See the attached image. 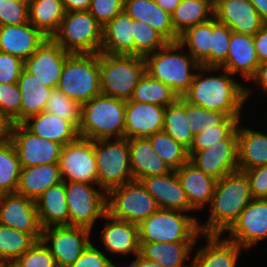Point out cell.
Segmentation results:
<instances>
[{
  "instance_id": "62",
  "label": "cell",
  "mask_w": 267,
  "mask_h": 267,
  "mask_svg": "<svg viewBox=\"0 0 267 267\" xmlns=\"http://www.w3.org/2000/svg\"><path fill=\"white\" fill-rule=\"evenodd\" d=\"M137 266L138 267H163L159 263L142 258L139 254L137 255Z\"/></svg>"
},
{
  "instance_id": "17",
  "label": "cell",
  "mask_w": 267,
  "mask_h": 267,
  "mask_svg": "<svg viewBox=\"0 0 267 267\" xmlns=\"http://www.w3.org/2000/svg\"><path fill=\"white\" fill-rule=\"evenodd\" d=\"M0 224L28 233L36 241L41 239L35 201L18 193L0 194Z\"/></svg>"
},
{
  "instance_id": "59",
  "label": "cell",
  "mask_w": 267,
  "mask_h": 267,
  "mask_svg": "<svg viewBox=\"0 0 267 267\" xmlns=\"http://www.w3.org/2000/svg\"><path fill=\"white\" fill-rule=\"evenodd\" d=\"M66 12L88 11L91 0H62Z\"/></svg>"
},
{
  "instance_id": "31",
  "label": "cell",
  "mask_w": 267,
  "mask_h": 267,
  "mask_svg": "<svg viewBox=\"0 0 267 267\" xmlns=\"http://www.w3.org/2000/svg\"><path fill=\"white\" fill-rule=\"evenodd\" d=\"M123 10L133 19L154 28L168 42H178L179 35L174 31L171 15L154 0H124Z\"/></svg>"
},
{
  "instance_id": "39",
  "label": "cell",
  "mask_w": 267,
  "mask_h": 267,
  "mask_svg": "<svg viewBox=\"0 0 267 267\" xmlns=\"http://www.w3.org/2000/svg\"><path fill=\"white\" fill-rule=\"evenodd\" d=\"M189 124V118L185 115V99L183 97H179L174 103L165 107L163 131L188 150L194 139Z\"/></svg>"
},
{
  "instance_id": "20",
  "label": "cell",
  "mask_w": 267,
  "mask_h": 267,
  "mask_svg": "<svg viewBox=\"0 0 267 267\" xmlns=\"http://www.w3.org/2000/svg\"><path fill=\"white\" fill-rule=\"evenodd\" d=\"M203 236V237H202ZM222 234H201L206 245H199L192 258V267H237L242 251L235 242Z\"/></svg>"
},
{
  "instance_id": "14",
  "label": "cell",
  "mask_w": 267,
  "mask_h": 267,
  "mask_svg": "<svg viewBox=\"0 0 267 267\" xmlns=\"http://www.w3.org/2000/svg\"><path fill=\"white\" fill-rule=\"evenodd\" d=\"M10 140L21 168L59 162L62 145L33 134L23 124H14Z\"/></svg>"
},
{
  "instance_id": "58",
  "label": "cell",
  "mask_w": 267,
  "mask_h": 267,
  "mask_svg": "<svg viewBox=\"0 0 267 267\" xmlns=\"http://www.w3.org/2000/svg\"><path fill=\"white\" fill-rule=\"evenodd\" d=\"M14 124L13 119L0 110V142L10 140Z\"/></svg>"
},
{
  "instance_id": "53",
  "label": "cell",
  "mask_w": 267,
  "mask_h": 267,
  "mask_svg": "<svg viewBox=\"0 0 267 267\" xmlns=\"http://www.w3.org/2000/svg\"><path fill=\"white\" fill-rule=\"evenodd\" d=\"M23 69L21 58L0 52V83H18Z\"/></svg>"
},
{
  "instance_id": "56",
  "label": "cell",
  "mask_w": 267,
  "mask_h": 267,
  "mask_svg": "<svg viewBox=\"0 0 267 267\" xmlns=\"http://www.w3.org/2000/svg\"><path fill=\"white\" fill-rule=\"evenodd\" d=\"M253 40L259 62L267 61V24L253 36Z\"/></svg>"
},
{
  "instance_id": "23",
  "label": "cell",
  "mask_w": 267,
  "mask_h": 267,
  "mask_svg": "<svg viewBox=\"0 0 267 267\" xmlns=\"http://www.w3.org/2000/svg\"><path fill=\"white\" fill-rule=\"evenodd\" d=\"M103 230L100 232V241L103 244V252L118 255L139 254L138 225L127 221L117 220L106 214Z\"/></svg>"
},
{
  "instance_id": "3",
  "label": "cell",
  "mask_w": 267,
  "mask_h": 267,
  "mask_svg": "<svg viewBox=\"0 0 267 267\" xmlns=\"http://www.w3.org/2000/svg\"><path fill=\"white\" fill-rule=\"evenodd\" d=\"M186 53L179 42H168L164 47L144 57L145 72L170 86L178 97H182L191 86L194 72L200 67L192 55L188 51Z\"/></svg>"
},
{
  "instance_id": "24",
  "label": "cell",
  "mask_w": 267,
  "mask_h": 267,
  "mask_svg": "<svg viewBox=\"0 0 267 267\" xmlns=\"http://www.w3.org/2000/svg\"><path fill=\"white\" fill-rule=\"evenodd\" d=\"M259 63L253 36L232 32L227 59L220 68L227 70L231 75H239L248 83L255 75Z\"/></svg>"
},
{
  "instance_id": "18",
  "label": "cell",
  "mask_w": 267,
  "mask_h": 267,
  "mask_svg": "<svg viewBox=\"0 0 267 267\" xmlns=\"http://www.w3.org/2000/svg\"><path fill=\"white\" fill-rule=\"evenodd\" d=\"M66 52L52 38H47L44 43L24 61V69L44 86L57 88L62 75L63 65L67 56Z\"/></svg>"
},
{
  "instance_id": "44",
  "label": "cell",
  "mask_w": 267,
  "mask_h": 267,
  "mask_svg": "<svg viewBox=\"0 0 267 267\" xmlns=\"http://www.w3.org/2000/svg\"><path fill=\"white\" fill-rule=\"evenodd\" d=\"M135 56L145 57L164 47L168 41L143 21L133 19Z\"/></svg>"
},
{
  "instance_id": "27",
  "label": "cell",
  "mask_w": 267,
  "mask_h": 267,
  "mask_svg": "<svg viewBox=\"0 0 267 267\" xmlns=\"http://www.w3.org/2000/svg\"><path fill=\"white\" fill-rule=\"evenodd\" d=\"M131 173L134 180L161 176L170 173L171 168L154 151L149 138L128 139Z\"/></svg>"
},
{
  "instance_id": "54",
  "label": "cell",
  "mask_w": 267,
  "mask_h": 267,
  "mask_svg": "<svg viewBox=\"0 0 267 267\" xmlns=\"http://www.w3.org/2000/svg\"><path fill=\"white\" fill-rule=\"evenodd\" d=\"M92 242L83 251L80 257L70 267H110L111 257L107 256L101 248H97Z\"/></svg>"
},
{
  "instance_id": "32",
  "label": "cell",
  "mask_w": 267,
  "mask_h": 267,
  "mask_svg": "<svg viewBox=\"0 0 267 267\" xmlns=\"http://www.w3.org/2000/svg\"><path fill=\"white\" fill-rule=\"evenodd\" d=\"M22 124L33 134L62 146L79 137L78 129L70 121L46 111L29 117Z\"/></svg>"
},
{
  "instance_id": "33",
  "label": "cell",
  "mask_w": 267,
  "mask_h": 267,
  "mask_svg": "<svg viewBox=\"0 0 267 267\" xmlns=\"http://www.w3.org/2000/svg\"><path fill=\"white\" fill-rule=\"evenodd\" d=\"M35 204L42 229L50 226L69 225L65 181L44 191L35 200Z\"/></svg>"
},
{
  "instance_id": "7",
  "label": "cell",
  "mask_w": 267,
  "mask_h": 267,
  "mask_svg": "<svg viewBox=\"0 0 267 267\" xmlns=\"http://www.w3.org/2000/svg\"><path fill=\"white\" fill-rule=\"evenodd\" d=\"M100 87L106 96L130 100L145 73L144 57L99 52Z\"/></svg>"
},
{
  "instance_id": "26",
  "label": "cell",
  "mask_w": 267,
  "mask_h": 267,
  "mask_svg": "<svg viewBox=\"0 0 267 267\" xmlns=\"http://www.w3.org/2000/svg\"><path fill=\"white\" fill-rule=\"evenodd\" d=\"M176 173L190 206L196 212L210 205L217 179L205 174L190 161L176 170Z\"/></svg>"
},
{
  "instance_id": "2",
  "label": "cell",
  "mask_w": 267,
  "mask_h": 267,
  "mask_svg": "<svg viewBox=\"0 0 267 267\" xmlns=\"http://www.w3.org/2000/svg\"><path fill=\"white\" fill-rule=\"evenodd\" d=\"M252 199L249 179L244 171L236 170L223 176L216 182L207 221L205 224L198 221L200 233L224 235Z\"/></svg>"
},
{
  "instance_id": "9",
  "label": "cell",
  "mask_w": 267,
  "mask_h": 267,
  "mask_svg": "<svg viewBox=\"0 0 267 267\" xmlns=\"http://www.w3.org/2000/svg\"><path fill=\"white\" fill-rule=\"evenodd\" d=\"M107 214L139 225L159 207L140 180H131L106 192Z\"/></svg>"
},
{
  "instance_id": "34",
  "label": "cell",
  "mask_w": 267,
  "mask_h": 267,
  "mask_svg": "<svg viewBox=\"0 0 267 267\" xmlns=\"http://www.w3.org/2000/svg\"><path fill=\"white\" fill-rule=\"evenodd\" d=\"M62 182L58 163L21 168L16 193L36 200L51 186Z\"/></svg>"
},
{
  "instance_id": "51",
  "label": "cell",
  "mask_w": 267,
  "mask_h": 267,
  "mask_svg": "<svg viewBox=\"0 0 267 267\" xmlns=\"http://www.w3.org/2000/svg\"><path fill=\"white\" fill-rule=\"evenodd\" d=\"M15 263L19 267H57L54 256L41 240L36 241Z\"/></svg>"
},
{
  "instance_id": "15",
  "label": "cell",
  "mask_w": 267,
  "mask_h": 267,
  "mask_svg": "<svg viewBox=\"0 0 267 267\" xmlns=\"http://www.w3.org/2000/svg\"><path fill=\"white\" fill-rule=\"evenodd\" d=\"M227 238L246 251L267 239V199L253 198L226 232Z\"/></svg>"
},
{
  "instance_id": "1",
  "label": "cell",
  "mask_w": 267,
  "mask_h": 267,
  "mask_svg": "<svg viewBox=\"0 0 267 267\" xmlns=\"http://www.w3.org/2000/svg\"><path fill=\"white\" fill-rule=\"evenodd\" d=\"M245 85L225 69L200 66L182 97L194 105L222 112L228 117H243L242 109L253 92L252 86Z\"/></svg>"
},
{
  "instance_id": "43",
  "label": "cell",
  "mask_w": 267,
  "mask_h": 267,
  "mask_svg": "<svg viewBox=\"0 0 267 267\" xmlns=\"http://www.w3.org/2000/svg\"><path fill=\"white\" fill-rule=\"evenodd\" d=\"M154 151L171 168L176 171L189 161L186 147L176 142L165 131H159L148 137Z\"/></svg>"
},
{
  "instance_id": "35",
  "label": "cell",
  "mask_w": 267,
  "mask_h": 267,
  "mask_svg": "<svg viewBox=\"0 0 267 267\" xmlns=\"http://www.w3.org/2000/svg\"><path fill=\"white\" fill-rule=\"evenodd\" d=\"M18 85L22 95L20 106V124L29 117L45 111L47 100L53 88L41 84L35 76L22 70Z\"/></svg>"
},
{
  "instance_id": "47",
  "label": "cell",
  "mask_w": 267,
  "mask_h": 267,
  "mask_svg": "<svg viewBox=\"0 0 267 267\" xmlns=\"http://www.w3.org/2000/svg\"><path fill=\"white\" fill-rule=\"evenodd\" d=\"M241 120L242 117H228L221 125L205 129L204 132L194 135L188 152L196 153L199 150L208 149L219 140L226 139L237 128Z\"/></svg>"
},
{
  "instance_id": "46",
  "label": "cell",
  "mask_w": 267,
  "mask_h": 267,
  "mask_svg": "<svg viewBox=\"0 0 267 267\" xmlns=\"http://www.w3.org/2000/svg\"><path fill=\"white\" fill-rule=\"evenodd\" d=\"M45 111L70 121L78 129L81 105L67 97L58 88H53L47 100Z\"/></svg>"
},
{
  "instance_id": "12",
  "label": "cell",
  "mask_w": 267,
  "mask_h": 267,
  "mask_svg": "<svg viewBox=\"0 0 267 267\" xmlns=\"http://www.w3.org/2000/svg\"><path fill=\"white\" fill-rule=\"evenodd\" d=\"M92 231L78 226H50L42 229L41 241L56 260L57 267H70L93 242Z\"/></svg>"
},
{
  "instance_id": "50",
  "label": "cell",
  "mask_w": 267,
  "mask_h": 267,
  "mask_svg": "<svg viewBox=\"0 0 267 267\" xmlns=\"http://www.w3.org/2000/svg\"><path fill=\"white\" fill-rule=\"evenodd\" d=\"M22 95L18 83H0V110L20 124Z\"/></svg>"
},
{
  "instance_id": "16",
  "label": "cell",
  "mask_w": 267,
  "mask_h": 267,
  "mask_svg": "<svg viewBox=\"0 0 267 267\" xmlns=\"http://www.w3.org/2000/svg\"><path fill=\"white\" fill-rule=\"evenodd\" d=\"M189 161L217 180L238 170L237 128L210 148L189 153Z\"/></svg>"
},
{
  "instance_id": "48",
  "label": "cell",
  "mask_w": 267,
  "mask_h": 267,
  "mask_svg": "<svg viewBox=\"0 0 267 267\" xmlns=\"http://www.w3.org/2000/svg\"><path fill=\"white\" fill-rule=\"evenodd\" d=\"M232 30L225 24L212 18V47L210 67H220L227 59Z\"/></svg>"
},
{
  "instance_id": "4",
  "label": "cell",
  "mask_w": 267,
  "mask_h": 267,
  "mask_svg": "<svg viewBox=\"0 0 267 267\" xmlns=\"http://www.w3.org/2000/svg\"><path fill=\"white\" fill-rule=\"evenodd\" d=\"M126 101L100 94L81 105L79 137L91 140L124 137Z\"/></svg>"
},
{
  "instance_id": "22",
  "label": "cell",
  "mask_w": 267,
  "mask_h": 267,
  "mask_svg": "<svg viewBox=\"0 0 267 267\" xmlns=\"http://www.w3.org/2000/svg\"><path fill=\"white\" fill-rule=\"evenodd\" d=\"M147 192L153 196L162 209L193 213L186 192L182 189L176 171L161 176L145 177L141 180Z\"/></svg>"
},
{
  "instance_id": "63",
  "label": "cell",
  "mask_w": 267,
  "mask_h": 267,
  "mask_svg": "<svg viewBox=\"0 0 267 267\" xmlns=\"http://www.w3.org/2000/svg\"><path fill=\"white\" fill-rule=\"evenodd\" d=\"M110 267H117V265L113 261H111ZM128 267H138L137 266V256L135 257L134 260H131V263H129Z\"/></svg>"
},
{
  "instance_id": "57",
  "label": "cell",
  "mask_w": 267,
  "mask_h": 267,
  "mask_svg": "<svg viewBox=\"0 0 267 267\" xmlns=\"http://www.w3.org/2000/svg\"><path fill=\"white\" fill-rule=\"evenodd\" d=\"M249 81L256 82L254 85L257 84L262 93L267 95V61L259 63L255 75Z\"/></svg>"
},
{
  "instance_id": "5",
  "label": "cell",
  "mask_w": 267,
  "mask_h": 267,
  "mask_svg": "<svg viewBox=\"0 0 267 267\" xmlns=\"http://www.w3.org/2000/svg\"><path fill=\"white\" fill-rule=\"evenodd\" d=\"M57 88L80 105L102 94L99 53L69 54Z\"/></svg>"
},
{
  "instance_id": "10",
  "label": "cell",
  "mask_w": 267,
  "mask_h": 267,
  "mask_svg": "<svg viewBox=\"0 0 267 267\" xmlns=\"http://www.w3.org/2000/svg\"><path fill=\"white\" fill-rule=\"evenodd\" d=\"M98 186L106 192L133 180L128 139L94 140Z\"/></svg>"
},
{
  "instance_id": "61",
  "label": "cell",
  "mask_w": 267,
  "mask_h": 267,
  "mask_svg": "<svg viewBox=\"0 0 267 267\" xmlns=\"http://www.w3.org/2000/svg\"><path fill=\"white\" fill-rule=\"evenodd\" d=\"M261 19L267 24V0H249Z\"/></svg>"
},
{
  "instance_id": "19",
  "label": "cell",
  "mask_w": 267,
  "mask_h": 267,
  "mask_svg": "<svg viewBox=\"0 0 267 267\" xmlns=\"http://www.w3.org/2000/svg\"><path fill=\"white\" fill-rule=\"evenodd\" d=\"M214 17L232 32L252 36L266 24L249 0H218L214 3Z\"/></svg>"
},
{
  "instance_id": "13",
  "label": "cell",
  "mask_w": 267,
  "mask_h": 267,
  "mask_svg": "<svg viewBox=\"0 0 267 267\" xmlns=\"http://www.w3.org/2000/svg\"><path fill=\"white\" fill-rule=\"evenodd\" d=\"M58 165L62 181L98 185L94 140L78 137L62 146Z\"/></svg>"
},
{
  "instance_id": "49",
  "label": "cell",
  "mask_w": 267,
  "mask_h": 267,
  "mask_svg": "<svg viewBox=\"0 0 267 267\" xmlns=\"http://www.w3.org/2000/svg\"><path fill=\"white\" fill-rule=\"evenodd\" d=\"M29 22L28 0H3L0 4V26Z\"/></svg>"
},
{
  "instance_id": "6",
  "label": "cell",
  "mask_w": 267,
  "mask_h": 267,
  "mask_svg": "<svg viewBox=\"0 0 267 267\" xmlns=\"http://www.w3.org/2000/svg\"><path fill=\"white\" fill-rule=\"evenodd\" d=\"M199 219L182 211L159 208L138 225L139 242H196Z\"/></svg>"
},
{
  "instance_id": "40",
  "label": "cell",
  "mask_w": 267,
  "mask_h": 267,
  "mask_svg": "<svg viewBox=\"0 0 267 267\" xmlns=\"http://www.w3.org/2000/svg\"><path fill=\"white\" fill-rule=\"evenodd\" d=\"M178 98L170 86L150 77L145 72L139 79L131 100L166 107L174 103Z\"/></svg>"
},
{
  "instance_id": "41",
  "label": "cell",
  "mask_w": 267,
  "mask_h": 267,
  "mask_svg": "<svg viewBox=\"0 0 267 267\" xmlns=\"http://www.w3.org/2000/svg\"><path fill=\"white\" fill-rule=\"evenodd\" d=\"M21 166L11 140L0 142V194L16 193Z\"/></svg>"
},
{
  "instance_id": "42",
  "label": "cell",
  "mask_w": 267,
  "mask_h": 267,
  "mask_svg": "<svg viewBox=\"0 0 267 267\" xmlns=\"http://www.w3.org/2000/svg\"><path fill=\"white\" fill-rule=\"evenodd\" d=\"M35 242L30 234L0 224V263L15 262Z\"/></svg>"
},
{
  "instance_id": "11",
  "label": "cell",
  "mask_w": 267,
  "mask_h": 267,
  "mask_svg": "<svg viewBox=\"0 0 267 267\" xmlns=\"http://www.w3.org/2000/svg\"><path fill=\"white\" fill-rule=\"evenodd\" d=\"M69 226L90 229L107 214L106 191L95 184L65 181Z\"/></svg>"
},
{
  "instance_id": "36",
  "label": "cell",
  "mask_w": 267,
  "mask_h": 267,
  "mask_svg": "<svg viewBox=\"0 0 267 267\" xmlns=\"http://www.w3.org/2000/svg\"><path fill=\"white\" fill-rule=\"evenodd\" d=\"M29 22L47 38L58 31L66 14L62 0H28Z\"/></svg>"
},
{
  "instance_id": "37",
  "label": "cell",
  "mask_w": 267,
  "mask_h": 267,
  "mask_svg": "<svg viewBox=\"0 0 267 267\" xmlns=\"http://www.w3.org/2000/svg\"><path fill=\"white\" fill-rule=\"evenodd\" d=\"M178 42L187 50L200 66L210 67L212 47V18L196 24L179 35Z\"/></svg>"
},
{
  "instance_id": "21",
  "label": "cell",
  "mask_w": 267,
  "mask_h": 267,
  "mask_svg": "<svg viewBox=\"0 0 267 267\" xmlns=\"http://www.w3.org/2000/svg\"><path fill=\"white\" fill-rule=\"evenodd\" d=\"M165 107L127 100L124 138L149 137L163 130Z\"/></svg>"
},
{
  "instance_id": "8",
  "label": "cell",
  "mask_w": 267,
  "mask_h": 267,
  "mask_svg": "<svg viewBox=\"0 0 267 267\" xmlns=\"http://www.w3.org/2000/svg\"><path fill=\"white\" fill-rule=\"evenodd\" d=\"M103 38L101 26L89 11L66 12L52 39L66 52L99 53Z\"/></svg>"
},
{
  "instance_id": "55",
  "label": "cell",
  "mask_w": 267,
  "mask_h": 267,
  "mask_svg": "<svg viewBox=\"0 0 267 267\" xmlns=\"http://www.w3.org/2000/svg\"><path fill=\"white\" fill-rule=\"evenodd\" d=\"M244 171L249 179L252 198L267 199V165Z\"/></svg>"
},
{
  "instance_id": "52",
  "label": "cell",
  "mask_w": 267,
  "mask_h": 267,
  "mask_svg": "<svg viewBox=\"0 0 267 267\" xmlns=\"http://www.w3.org/2000/svg\"><path fill=\"white\" fill-rule=\"evenodd\" d=\"M124 0H91L89 12L101 25L105 26L123 11Z\"/></svg>"
},
{
  "instance_id": "60",
  "label": "cell",
  "mask_w": 267,
  "mask_h": 267,
  "mask_svg": "<svg viewBox=\"0 0 267 267\" xmlns=\"http://www.w3.org/2000/svg\"><path fill=\"white\" fill-rule=\"evenodd\" d=\"M154 2L171 15L181 3V0H154Z\"/></svg>"
},
{
  "instance_id": "29",
  "label": "cell",
  "mask_w": 267,
  "mask_h": 267,
  "mask_svg": "<svg viewBox=\"0 0 267 267\" xmlns=\"http://www.w3.org/2000/svg\"><path fill=\"white\" fill-rule=\"evenodd\" d=\"M240 123L237 126L238 170L267 165V133Z\"/></svg>"
},
{
  "instance_id": "25",
  "label": "cell",
  "mask_w": 267,
  "mask_h": 267,
  "mask_svg": "<svg viewBox=\"0 0 267 267\" xmlns=\"http://www.w3.org/2000/svg\"><path fill=\"white\" fill-rule=\"evenodd\" d=\"M47 39L30 22L0 26V52L28 59Z\"/></svg>"
},
{
  "instance_id": "28",
  "label": "cell",
  "mask_w": 267,
  "mask_h": 267,
  "mask_svg": "<svg viewBox=\"0 0 267 267\" xmlns=\"http://www.w3.org/2000/svg\"><path fill=\"white\" fill-rule=\"evenodd\" d=\"M133 18L124 10L103 26L101 53L135 56Z\"/></svg>"
},
{
  "instance_id": "38",
  "label": "cell",
  "mask_w": 267,
  "mask_h": 267,
  "mask_svg": "<svg viewBox=\"0 0 267 267\" xmlns=\"http://www.w3.org/2000/svg\"><path fill=\"white\" fill-rule=\"evenodd\" d=\"M213 17L214 3L211 0H181L171 14V21L174 31L180 35L186 29Z\"/></svg>"
},
{
  "instance_id": "64",
  "label": "cell",
  "mask_w": 267,
  "mask_h": 267,
  "mask_svg": "<svg viewBox=\"0 0 267 267\" xmlns=\"http://www.w3.org/2000/svg\"><path fill=\"white\" fill-rule=\"evenodd\" d=\"M0 267H19L15 262H1Z\"/></svg>"
},
{
  "instance_id": "30",
  "label": "cell",
  "mask_w": 267,
  "mask_h": 267,
  "mask_svg": "<svg viewBox=\"0 0 267 267\" xmlns=\"http://www.w3.org/2000/svg\"><path fill=\"white\" fill-rule=\"evenodd\" d=\"M139 255L163 267H192L191 259L196 242H139Z\"/></svg>"
},
{
  "instance_id": "45",
  "label": "cell",
  "mask_w": 267,
  "mask_h": 267,
  "mask_svg": "<svg viewBox=\"0 0 267 267\" xmlns=\"http://www.w3.org/2000/svg\"><path fill=\"white\" fill-rule=\"evenodd\" d=\"M185 115L189 118V128L193 135L205 129L221 125L228 116L222 112L210 111L185 100Z\"/></svg>"
}]
</instances>
